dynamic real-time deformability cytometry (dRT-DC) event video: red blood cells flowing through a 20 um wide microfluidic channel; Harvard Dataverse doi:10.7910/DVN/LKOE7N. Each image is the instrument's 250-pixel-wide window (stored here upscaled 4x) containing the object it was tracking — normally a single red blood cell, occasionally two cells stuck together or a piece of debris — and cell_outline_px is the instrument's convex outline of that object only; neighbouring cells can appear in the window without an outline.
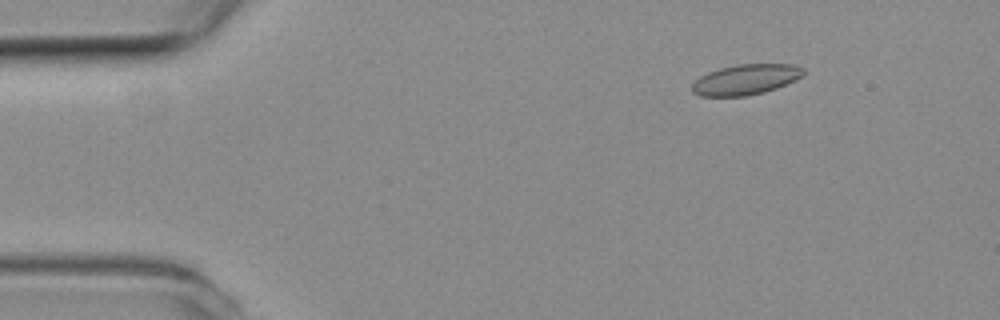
{"species": "common noctule bat (a hibernating species)", "species_latin": "Nyctalus noctula", "temperature_condition": "room temperature", "stored_images_in_passage": 52, "camera_frame_rate_fps": 3000, "um_per_image_px": 0.085, "animal": {"sex": "female", "body_mass_g": 19.3, "forearm_length_mm": 54.1}, "frame": {"image": 1, "passage_image": 5, "time_ms": 1.333, "image_size_px": [1000, 320], "cell_outline_px": [[804, 76], [796, 80], [776, 88], [764, 92], [744, 96], [700, 96], [692, 92], [692, 84], [700, 76], [708, 72], [720, 68], [736, 64], [792, 64], [804, 68]], "centroid_in_image_um": [63.4, 6.75], "position_along_channel_um": 21.6, "area_um2": 19.77}}
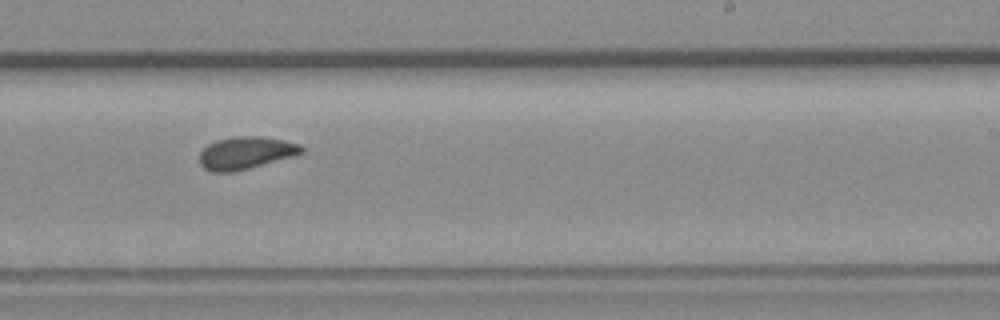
{"frame": {"image": 2, "passage_image": 31, "time_ms": 10.0, "image_size_px": [1000, 320], "cell_outline_px": [[304, 152], [296, 156], [236, 172], [212, 172], [204, 168], [200, 164], [200, 152], [208, 144], [216, 140], [232, 136], [260, 136], [300, 144], [304, 148]], "centroid_in_image_um": [20.9, 13.01], "position_along_channel_um": 268.1, "area_um2": 19.54}}
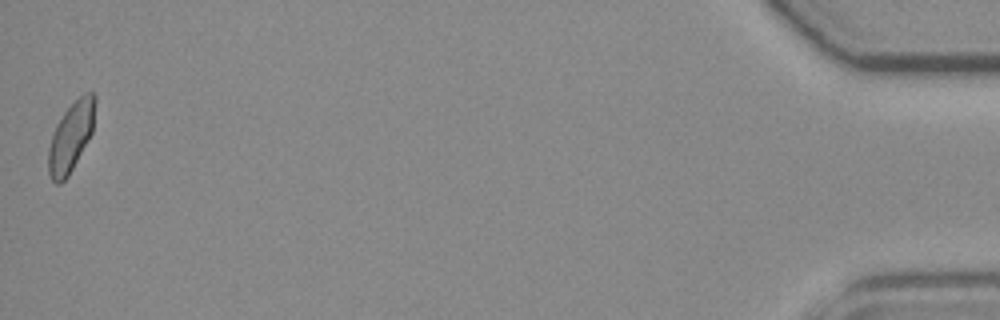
{"frame": {"image": 3, "passage_image": 52, "time_ms": 17.0, "image_size_px": [1000, 320], "cell_outline_px": [[96, 100], [92, 132], [68, 176], [60, 184], [56, 184], [52, 180], [48, 172], [48, 148], [56, 124], [64, 112], [84, 92], [92, 92], [96, 96]], "centroid_in_image_um": [6.02, 11.62], "position_along_channel_um": 429.2, "area_um2": 18.67}, "authors_computed_cell_mechanics": {"area_um2": 19.2763, "velocity_mm_per_s": 3.7668, "shape_relaxation_time_tau1_ms": null, "shape_relaxation_time_tau2_ms": 1.423, "deformation_change_tau1": null, "deformation_change_tau2": 0.0514}}